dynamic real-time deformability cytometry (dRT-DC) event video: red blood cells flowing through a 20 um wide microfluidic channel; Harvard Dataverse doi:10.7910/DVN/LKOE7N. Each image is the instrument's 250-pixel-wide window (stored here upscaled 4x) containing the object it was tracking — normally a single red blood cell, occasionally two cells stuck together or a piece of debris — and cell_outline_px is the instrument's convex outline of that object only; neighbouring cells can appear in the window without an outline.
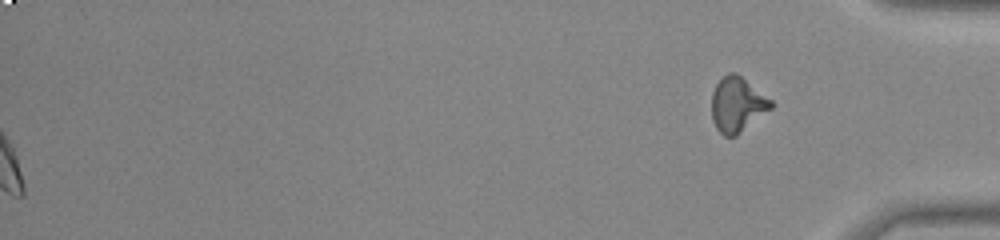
{"species": "common noctule bat (a hibernating species)", "species_latin": "Nyctalus noctula", "temperature_condition": "room temperature", "stored_images_in_passage": 55, "segment_of_instrument_passage": [2, 2], "camera_frame_rate_fps": 3000, "um_per_image_px": 0.085, "animal": {"sex": "male", "body_mass_g": 20.0, "forearm_length_mm": 53.3}, "frame": {"image": 1, "passage_image": 55, "time_ms": 18.0, "image_size_px": [1000, 240], "cell_outline_px": [[772, 108], [736, 136], [724, 136], [716, 128], [712, 120], [712, 92], [716, 84], [728, 72], [736, 72], [772, 100]], "centroid_in_image_um": [62.66, 8.88], "position_along_channel_um": 372.5, "area_um2": 18.9}}